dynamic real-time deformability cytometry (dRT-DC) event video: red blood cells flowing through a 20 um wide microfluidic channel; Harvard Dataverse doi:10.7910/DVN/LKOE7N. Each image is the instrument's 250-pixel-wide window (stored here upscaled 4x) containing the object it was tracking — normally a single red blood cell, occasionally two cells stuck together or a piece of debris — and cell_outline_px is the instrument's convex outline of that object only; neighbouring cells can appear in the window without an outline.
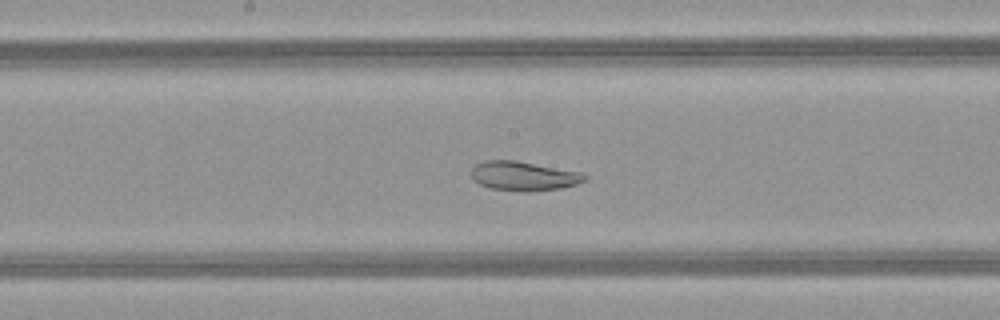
{"species": "common noctule bat (a hibernating species)", "species_latin": "Nyctalus noctula", "temperature_condition": "warm", "stored_images_in_passage": 49, "camera_frame_rate_fps": 3000, "um_per_image_px": 0.085, "animal": {"sex": "female", "body_mass_g": 21.9}, "frame": {"image": 1, "passage_image": 25, "time_ms": 8.0, "image_size_px": [1000, 320], "cell_outline_px": [[588, 180], [576, 184], [560, 188], [492, 188], [480, 184], [472, 180], [472, 168], [476, 164], [484, 160], [516, 160], [580, 172], [588, 176]], "centroid_in_image_um": [44.5, 14.89], "position_along_channel_um": 203.7, "area_um2": 18.32}}
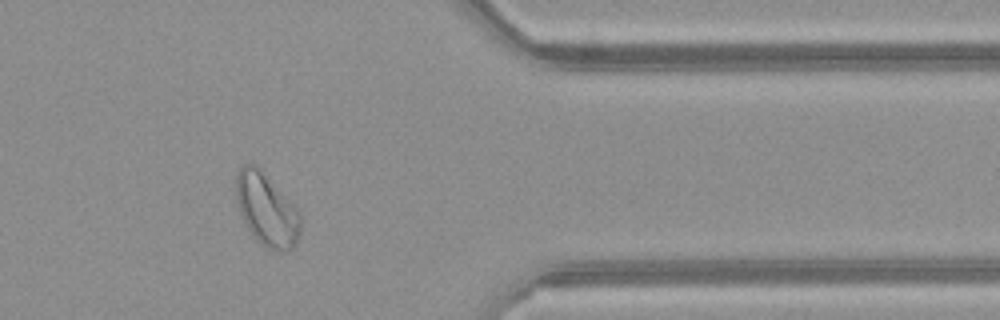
{"frame": {"image": 2, "passage_image": 40, "time_ms": 13.0, "image_size_px": [1000, 320], "cell_outline_px": [[300, 232], [296, 244], [292, 248], [284, 252], [276, 252], [268, 248], [252, 236], [240, 216], [236, 200], [236, 176], [240, 168], [244, 164], [256, 164], [260, 168], [300, 212]], "centroid_in_image_um": [22.65, 17.84], "position_along_channel_um": 388.8, "area_um2": 27.34}}
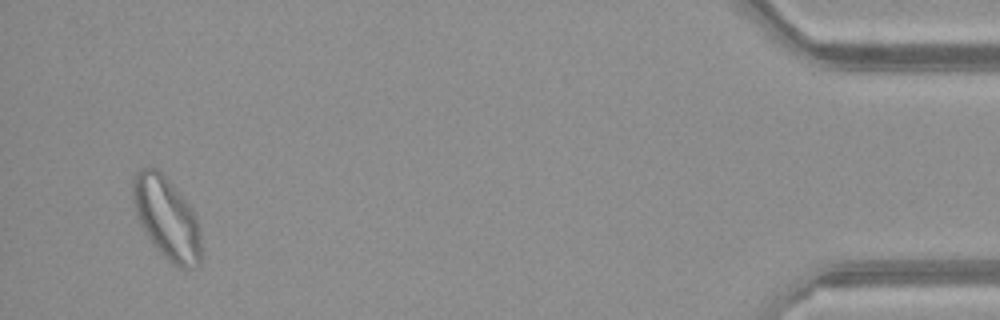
{"frame": {"image": 3, "passage_image": 47, "time_ms": 15.333, "image_size_px": [1000, 320], "cell_outline_px": [[200, 264], [196, 268], [176, 268], [152, 244], [144, 232], [136, 216], [132, 200], [132, 176], [140, 168], [148, 164], [160, 168], [192, 208], [196, 216], [200, 228]], "centroid_in_image_um": [14.14, 18.48], "position_along_channel_um": 421.1, "area_um2": 33.58}, "authors_computed_cell_mechanics": {"area_um2": 27.3394, "velocity_mm_per_s": 4.0516, "shape_relaxation_time_tau1_ms": null, "shape_relaxation_time_tau2_ms": 4.5709, "deformation_change_tau1": null, "deformation_change_tau2": 0.1058}}